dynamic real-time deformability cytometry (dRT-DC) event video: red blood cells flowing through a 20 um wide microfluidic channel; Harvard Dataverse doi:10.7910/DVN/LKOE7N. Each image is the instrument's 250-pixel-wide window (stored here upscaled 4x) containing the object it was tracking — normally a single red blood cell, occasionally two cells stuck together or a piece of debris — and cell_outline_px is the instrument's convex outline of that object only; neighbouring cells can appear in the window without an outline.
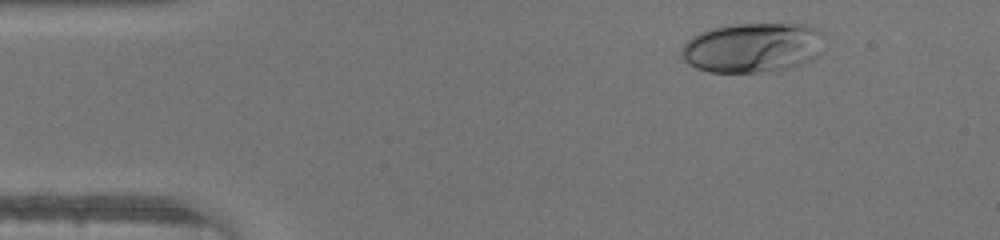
{"species": "human", "species_latin": "Homo sapiens", "temperature_condition": "warm", "stored_images_in_passage": 36, "camera_frame_rate_fps": 3000, "um_per_image_px": 0.085, "donor": {"sex": "male"}, "frame": {"image": 1, "passage_image": 4, "time_ms": 1.0, "image_size_px": [1000, 240], "cell_outline_px": [[824, 52], [820, 56], [804, 64], [776, 72], [708, 72], [696, 68], [688, 64], [680, 56], [680, 52], [684, 44], [692, 36], [708, 28], [736, 24], [804, 24], [820, 28], [824, 32]], "centroid_in_image_um": [64.05, 4.05], "position_along_channel_um": 20.9, "area_um2": 42.66}}
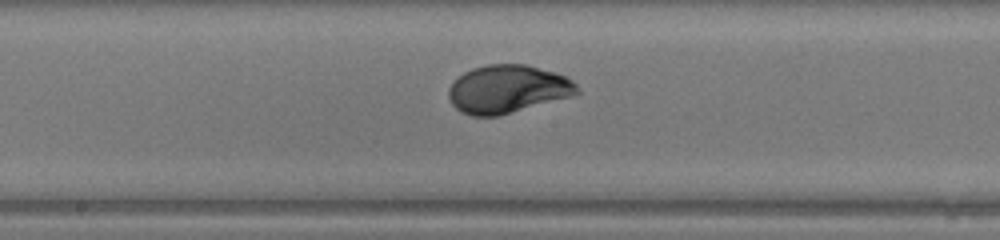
{"frame": {"image": 2, "passage_image": 22, "time_ms": 7.0, "image_size_px": [1000, 240], "cell_outline_px": [[580, 92], [572, 96], [496, 116], [472, 116], [460, 112], [452, 104], [448, 96], [448, 88], [464, 72], [472, 68], [488, 64], [524, 64], [556, 72], [572, 80], [580, 88]], "centroid_in_image_um": [43.14, 7.57], "position_along_channel_um": 205.1, "area_um2": 35.84}}
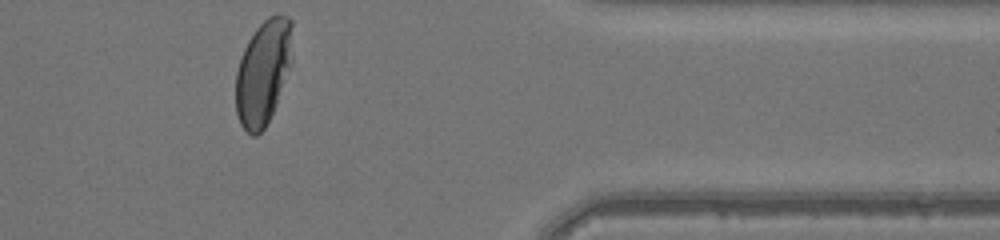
{"frame": {"image": 3, "passage_image": 36, "time_ms": 11.667, "image_size_px": [1000, 240], "cell_outline_px": [[292, 64], [276, 104], [264, 128], [256, 136], [252, 136], [240, 124], [236, 112], [236, 72], [244, 48], [248, 40], [256, 28], [268, 16], [288, 16], [292, 20]], "centroid_in_image_um": [22.38, 6.13], "position_along_channel_um": 389.0, "area_um2": 34.56}}